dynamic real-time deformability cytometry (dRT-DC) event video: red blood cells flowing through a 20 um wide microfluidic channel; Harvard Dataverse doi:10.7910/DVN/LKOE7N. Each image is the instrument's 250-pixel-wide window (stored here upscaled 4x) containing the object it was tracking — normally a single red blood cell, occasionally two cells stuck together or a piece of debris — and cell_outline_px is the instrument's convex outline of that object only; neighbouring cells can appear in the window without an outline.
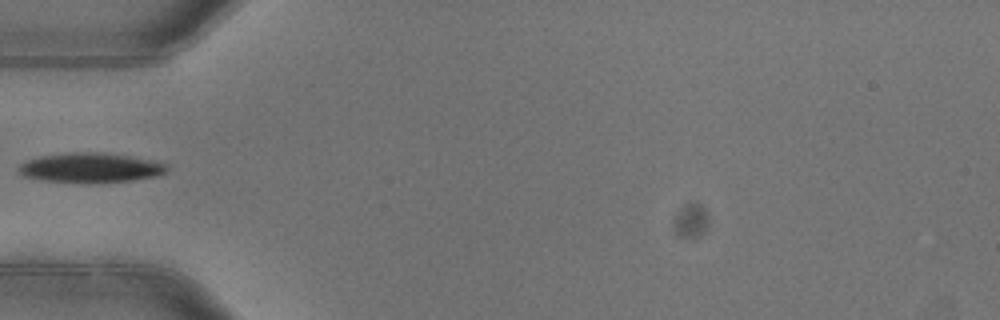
{"species": "common noctule bat (a hibernating species)", "species_latin": "Nyctalus noctula", "temperature_condition": "warm", "stored_images_in_passage": 2, "camera_frame_rate_fps": 3000, "um_per_image_px": 0.085, "animal": {"sex": "female"}, "frame": {"image": 1, "passage_image": 2, "time_ms": 0.333, "image_size_px": [1000, 320], "cell_outline_px": [[168, 168], [164, 172], [156, 176], [132, 180], [44, 180], [24, 176], [16, 168], [20, 164], [28, 160], [40, 156], [68, 152], [104, 152], [128, 156], [148, 160], [164, 164]], "centroid_in_image_um": [7.64, 14.2], "position_along_channel_um": 77.4, "area_um2": 24.33}}